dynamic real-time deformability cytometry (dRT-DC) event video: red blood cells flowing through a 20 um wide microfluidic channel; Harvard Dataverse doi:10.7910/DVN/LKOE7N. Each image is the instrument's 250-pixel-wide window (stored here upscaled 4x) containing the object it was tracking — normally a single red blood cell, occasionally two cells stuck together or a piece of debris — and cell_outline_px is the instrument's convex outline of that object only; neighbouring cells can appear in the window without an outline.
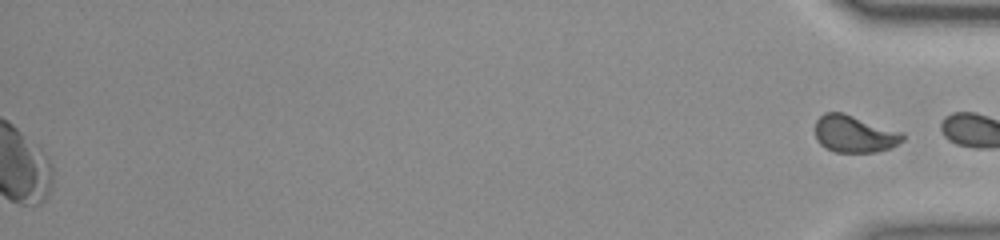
{"species": "common noctule bat (a hibernating species)", "species_latin": "Nyctalus noctula", "temperature_condition": "room temperature", "stored_images_in_passage": 54, "segment_of_instrument_passage": [2, 2], "camera_frame_rate_fps": 3000, "um_per_image_px": 0.085, "animal": {"sex": "female", "body_mass_g": 23.0, "forearm_length_mm": 53.4}, "frame": {"image": 1, "passage_image": 54, "time_ms": 17.667, "image_size_px": [1000, 240], "cell_outline_px": [[904, 140], [888, 148], [876, 152], [836, 152], [824, 148], [816, 140], [816, 120], [824, 112], [844, 112], [904, 132]], "centroid_in_image_um": [72.62, 11.37], "position_along_channel_um": 362.6, "area_um2": 19.13}}